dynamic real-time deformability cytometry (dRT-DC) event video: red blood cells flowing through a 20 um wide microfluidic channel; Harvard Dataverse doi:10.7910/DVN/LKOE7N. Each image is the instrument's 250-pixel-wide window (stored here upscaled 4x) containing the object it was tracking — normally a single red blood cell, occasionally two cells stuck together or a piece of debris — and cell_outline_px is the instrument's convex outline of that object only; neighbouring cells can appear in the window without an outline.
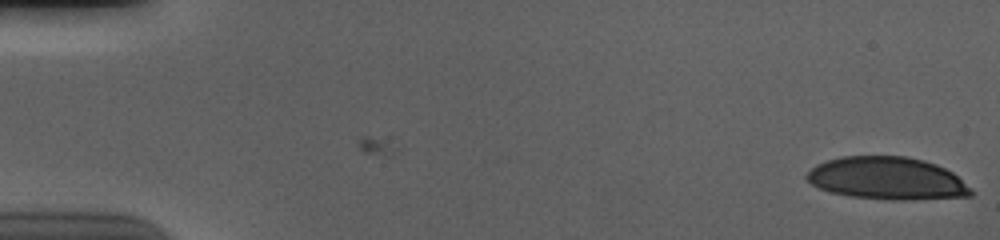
{"species": "human", "species_latin": "Homo sapiens", "temperature_condition": "cold", "stored_images_in_passage": 54, "camera_frame_rate_fps": 3000, "um_per_image_px": 0.085, "donor": {"sex": "male"}, "frame": {"image": 1, "passage_image": 1, "time_ms": 0.0, "image_size_px": [1000, 240], "cell_outline_px": [[972, 196], [912, 200], [892, 200], [848, 196], [832, 192], [820, 188], [812, 184], [804, 176], [816, 164], [840, 156], [908, 156], [924, 160], [936, 164], [952, 172], [972, 192]], "centroid_in_image_um": [75.37, 15.16], "position_along_channel_um": 9.6, "area_um2": 40.58}}
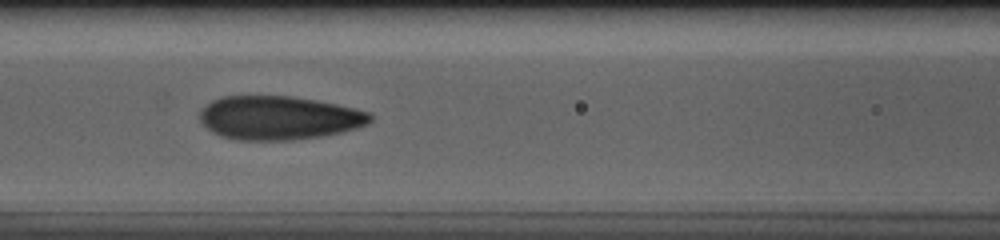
{"frame": {"image": 2, "passage_image": 23, "time_ms": 7.333, "image_size_px": [1000, 240], "cell_outline_px": [[372, 120], [368, 124], [356, 128], [340, 132], [320, 136], [292, 140], [236, 140], [220, 136], [212, 132], [200, 120], [200, 108], [212, 100], [224, 96], [292, 96], [316, 100], [336, 104], [368, 112], [372, 116]], "centroid_in_image_um": [23.67, 10.01], "position_along_channel_um": 142.9, "area_um2": 43.35}}
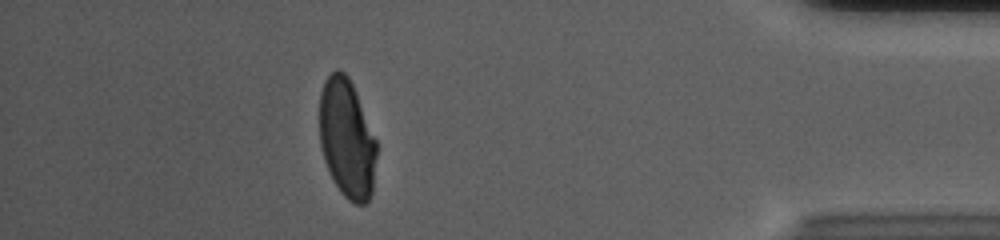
{"frame": {"image": 3, "passage_image": 48, "time_ms": 15.667, "image_size_px": [1000, 240], "cell_outline_px": [[376, 156], [372, 192], [368, 200], [364, 204], [356, 204], [348, 200], [340, 192], [324, 160], [320, 144], [320, 92], [324, 80], [336, 68], [340, 68], [348, 76], [356, 92], [376, 140]], "centroid_in_image_um": [29.48, 11.76], "position_along_channel_um": 405.7, "area_um2": 39.42}, "authors_computed_cell_mechanics": {"area_um2": 42.9454, "velocity_mm_per_s": 3.6821, "shape_relaxation_time_tau1_ms": 10.1684, "shape_relaxation_time_tau2_ms": 0.882, "deformation_change_tau1": 0.2405, "deformation_change_tau2": 0.0771}}